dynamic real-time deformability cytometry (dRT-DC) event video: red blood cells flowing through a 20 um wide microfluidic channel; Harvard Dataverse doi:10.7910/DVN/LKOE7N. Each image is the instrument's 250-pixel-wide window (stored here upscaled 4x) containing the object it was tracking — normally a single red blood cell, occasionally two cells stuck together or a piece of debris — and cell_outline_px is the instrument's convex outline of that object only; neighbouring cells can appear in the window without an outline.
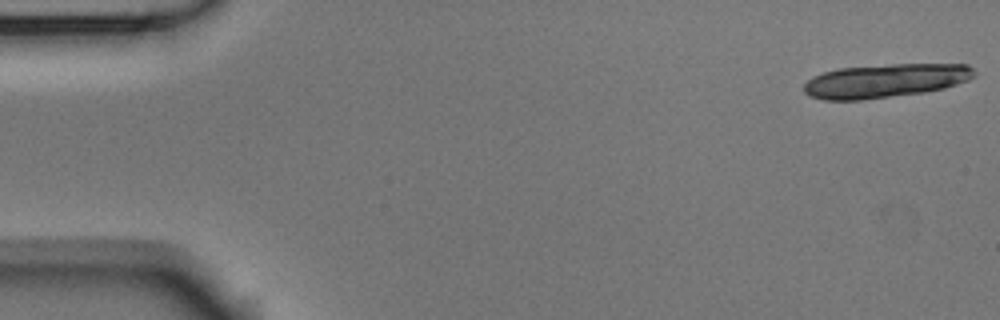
{"species": "Egyptian fruit bat (a non-hibernating species)", "species_latin": "Rousettus aegyptiacus", "temperature_condition": "room temperature", "stored_images_in_passage": 5, "camera_frame_rate_fps": 3000, "um_per_image_px": 0.085, "animal": {"sex": "male"}, "frame": {"image": 1, "passage_image": 1, "time_ms": 0.0, "image_size_px": [1000, 320], "cell_outline_px": [[976, 76], [968, 80], [944, 88], [924, 92], [860, 100], [824, 100], [808, 96], [804, 92], [804, 84], [812, 76], [824, 72], [840, 68], [892, 64], [968, 64], [976, 72]], "centroid_in_image_um": [75.24, 6.86], "position_along_channel_um": 9.8, "area_um2": 33.52}}